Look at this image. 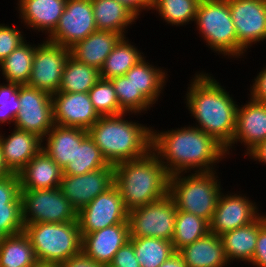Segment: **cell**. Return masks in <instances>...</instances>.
<instances>
[{"instance_id":"6da1fadb","label":"cell","mask_w":266,"mask_h":267,"mask_svg":"<svg viewBox=\"0 0 266 267\" xmlns=\"http://www.w3.org/2000/svg\"><path fill=\"white\" fill-rule=\"evenodd\" d=\"M188 123L165 131L151 126V151L170 176L218 170L217 164L227 159L226 150L219 142Z\"/></svg>"},{"instance_id":"7a4b0ae2","label":"cell","mask_w":266,"mask_h":267,"mask_svg":"<svg viewBox=\"0 0 266 267\" xmlns=\"http://www.w3.org/2000/svg\"><path fill=\"white\" fill-rule=\"evenodd\" d=\"M192 76L183 99L196 122L191 125L212 136L226 149L234 138L239 102L206 70L196 71Z\"/></svg>"},{"instance_id":"3957f363","label":"cell","mask_w":266,"mask_h":267,"mask_svg":"<svg viewBox=\"0 0 266 267\" xmlns=\"http://www.w3.org/2000/svg\"><path fill=\"white\" fill-rule=\"evenodd\" d=\"M130 115L140 116L135 113L100 116L87 130L111 165L139 159L151 150V125L132 120Z\"/></svg>"},{"instance_id":"277c9868","label":"cell","mask_w":266,"mask_h":267,"mask_svg":"<svg viewBox=\"0 0 266 267\" xmlns=\"http://www.w3.org/2000/svg\"><path fill=\"white\" fill-rule=\"evenodd\" d=\"M169 177L164 165L151 150L139 159L114 165V185L128 211L166 196Z\"/></svg>"},{"instance_id":"5b68a950","label":"cell","mask_w":266,"mask_h":267,"mask_svg":"<svg viewBox=\"0 0 266 267\" xmlns=\"http://www.w3.org/2000/svg\"><path fill=\"white\" fill-rule=\"evenodd\" d=\"M218 173V170H214L170 176L168 194L175 202L176 209L192 213L210 223L224 189Z\"/></svg>"},{"instance_id":"8992f818","label":"cell","mask_w":266,"mask_h":267,"mask_svg":"<svg viewBox=\"0 0 266 267\" xmlns=\"http://www.w3.org/2000/svg\"><path fill=\"white\" fill-rule=\"evenodd\" d=\"M193 24L213 53L238 60V39L227 0H200Z\"/></svg>"},{"instance_id":"52a82bcc","label":"cell","mask_w":266,"mask_h":267,"mask_svg":"<svg viewBox=\"0 0 266 267\" xmlns=\"http://www.w3.org/2000/svg\"><path fill=\"white\" fill-rule=\"evenodd\" d=\"M38 263L60 264L82 251L78 221L25 224Z\"/></svg>"},{"instance_id":"ba28073f","label":"cell","mask_w":266,"mask_h":267,"mask_svg":"<svg viewBox=\"0 0 266 267\" xmlns=\"http://www.w3.org/2000/svg\"><path fill=\"white\" fill-rule=\"evenodd\" d=\"M23 224L64 223L77 221V211L62 194L54 189H21Z\"/></svg>"},{"instance_id":"9c48e42d","label":"cell","mask_w":266,"mask_h":267,"mask_svg":"<svg viewBox=\"0 0 266 267\" xmlns=\"http://www.w3.org/2000/svg\"><path fill=\"white\" fill-rule=\"evenodd\" d=\"M177 209L172 197L163 198L129 211L130 237H155L172 241Z\"/></svg>"},{"instance_id":"30bf717a","label":"cell","mask_w":266,"mask_h":267,"mask_svg":"<svg viewBox=\"0 0 266 267\" xmlns=\"http://www.w3.org/2000/svg\"><path fill=\"white\" fill-rule=\"evenodd\" d=\"M227 1L238 39V60H245L253 45L266 41V0Z\"/></svg>"},{"instance_id":"8fae6325","label":"cell","mask_w":266,"mask_h":267,"mask_svg":"<svg viewBox=\"0 0 266 267\" xmlns=\"http://www.w3.org/2000/svg\"><path fill=\"white\" fill-rule=\"evenodd\" d=\"M20 110L14 128L35 133L43 139L54 126L52 95L29 87H19Z\"/></svg>"},{"instance_id":"7c38bea8","label":"cell","mask_w":266,"mask_h":267,"mask_svg":"<svg viewBox=\"0 0 266 267\" xmlns=\"http://www.w3.org/2000/svg\"><path fill=\"white\" fill-rule=\"evenodd\" d=\"M43 39L36 45L31 76L27 86L53 95L58 92L63 69L71 55V50Z\"/></svg>"},{"instance_id":"4fadbf2b","label":"cell","mask_w":266,"mask_h":267,"mask_svg":"<svg viewBox=\"0 0 266 267\" xmlns=\"http://www.w3.org/2000/svg\"><path fill=\"white\" fill-rule=\"evenodd\" d=\"M126 209L118 188L113 185L99 194L88 205L77 212V221L81 234H88L114 224L128 221Z\"/></svg>"},{"instance_id":"5bb4252c","label":"cell","mask_w":266,"mask_h":267,"mask_svg":"<svg viewBox=\"0 0 266 267\" xmlns=\"http://www.w3.org/2000/svg\"><path fill=\"white\" fill-rule=\"evenodd\" d=\"M96 31L91 0H67L57 27L46 40L71 48Z\"/></svg>"},{"instance_id":"9a60e30c","label":"cell","mask_w":266,"mask_h":267,"mask_svg":"<svg viewBox=\"0 0 266 267\" xmlns=\"http://www.w3.org/2000/svg\"><path fill=\"white\" fill-rule=\"evenodd\" d=\"M225 192H221L210 222V232L218 236L253 222L262 213L259 204L246 193Z\"/></svg>"},{"instance_id":"2e32d148","label":"cell","mask_w":266,"mask_h":267,"mask_svg":"<svg viewBox=\"0 0 266 267\" xmlns=\"http://www.w3.org/2000/svg\"><path fill=\"white\" fill-rule=\"evenodd\" d=\"M247 98L246 103L238 104L234 138L225 149L227 158H231L230 155H233V150H236L239 143L244 147L245 157L252 148L266 139V103L257 101L250 95Z\"/></svg>"},{"instance_id":"e0dca14e","label":"cell","mask_w":266,"mask_h":267,"mask_svg":"<svg viewBox=\"0 0 266 267\" xmlns=\"http://www.w3.org/2000/svg\"><path fill=\"white\" fill-rule=\"evenodd\" d=\"M113 185L114 166H106L82 175H63L59 188L78 212Z\"/></svg>"},{"instance_id":"ac0fdd59","label":"cell","mask_w":266,"mask_h":267,"mask_svg":"<svg viewBox=\"0 0 266 267\" xmlns=\"http://www.w3.org/2000/svg\"><path fill=\"white\" fill-rule=\"evenodd\" d=\"M54 124L88 130L100 115L88 93L57 92L52 95Z\"/></svg>"},{"instance_id":"d6986e66","label":"cell","mask_w":266,"mask_h":267,"mask_svg":"<svg viewBox=\"0 0 266 267\" xmlns=\"http://www.w3.org/2000/svg\"><path fill=\"white\" fill-rule=\"evenodd\" d=\"M67 0H17L18 19L28 29L47 38L57 27Z\"/></svg>"},{"instance_id":"ffe728a7","label":"cell","mask_w":266,"mask_h":267,"mask_svg":"<svg viewBox=\"0 0 266 267\" xmlns=\"http://www.w3.org/2000/svg\"><path fill=\"white\" fill-rule=\"evenodd\" d=\"M82 235V251L94 261L109 266L115 253L130 239L129 222L114 224Z\"/></svg>"},{"instance_id":"44dd1931","label":"cell","mask_w":266,"mask_h":267,"mask_svg":"<svg viewBox=\"0 0 266 267\" xmlns=\"http://www.w3.org/2000/svg\"><path fill=\"white\" fill-rule=\"evenodd\" d=\"M9 131L7 136L0 130L3 160L12 173H19L42 150V139L35 133L16 128Z\"/></svg>"},{"instance_id":"7402d4cb","label":"cell","mask_w":266,"mask_h":267,"mask_svg":"<svg viewBox=\"0 0 266 267\" xmlns=\"http://www.w3.org/2000/svg\"><path fill=\"white\" fill-rule=\"evenodd\" d=\"M21 189H54L60 186L63 170L42 149L17 173Z\"/></svg>"},{"instance_id":"603a6c76","label":"cell","mask_w":266,"mask_h":267,"mask_svg":"<svg viewBox=\"0 0 266 267\" xmlns=\"http://www.w3.org/2000/svg\"><path fill=\"white\" fill-rule=\"evenodd\" d=\"M87 134L88 131L81 128L54 124L42 139V149L63 170L67 164L73 162L77 143H81Z\"/></svg>"},{"instance_id":"cb8c5ba5","label":"cell","mask_w":266,"mask_h":267,"mask_svg":"<svg viewBox=\"0 0 266 267\" xmlns=\"http://www.w3.org/2000/svg\"><path fill=\"white\" fill-rule=\"evenodd\" d=\"M187 267H229L222 239L209 232L178 250Z\"/></svg>"},{"instance_id":"d4e9b609","label":"cell","mask_w":266,"mask_h":267,"mask_svg":"<svg viewBox=\"0 0 266 267\" xmlns=\"http://www.w3.org/2000/svg\"><path fill=\"white\" fill-rule=\"evenodd\" d=\"M122 37L121 34L115 32L97 30L71 47V56L78 62L100 70Z\"/></svg>"},{"instance_id":"484cf974","label":"cell","mask_w":266,"mask_h":267,"mask_svg":"<svg viewBox=\"0 0 266 267\" xmlns=\"http://www.w3.org/2000/svg\"><path fill=\"white\" fill-rule=\"evenodd\" d=\"M146 58L145 56L134 65L125 76L132 81L137 91H140L155 106L159 99L162 100L161 95L164 94V88L167 86L170 76L166 71L168 69L160 67L158 64L154 65Z\"/></svg>"},{"instance_id":"4316f807","label":"cell","mask_w":266,"mask_h":267,"mask_svg":"<svg viewBox=\"0 0 266 267\" xmlns=\"http://www.w3.org/2000/svg\"><path fill=\"white\" fill-rule=\"evenodd\" d=\"M259 233V216L251 223L220 235L228 262L248 265L254 256Z\"/></svg>"},{"instance_id":"83f0119b","label":"cell","mask_w":266,"mask_h":267,"mask_svg":"<svg viewBox=\"0 0 266 267\" xmlns=\"http://www.w3.org/2000/svg\"><path fill=\"white\" fill-rule=\"evenodd\" d=\"M97 30L111 31L125 37L139 18L117 0H91Z\"/></svg>"},{"instance_id":"f1b7e54d","label":"cell","mask_w":266,"mask_h":267,"mask_svg":"<svg viewBox=\"0 0 266 267\" xmlns=\"http://www.w3.org/2000/svg\"><path fill=\"white\" fill-rule=\"evenodd\" d=\"M135 45L128 37H122L100 69L101 78L110 80L123 76L142 60L145 54L142 50L140 51V47L138 49V46L136 47Z\"/></svg>"},{"instance_id":"f546056e","label":"cell","mask_w":266,"mask_h":267,"mask_svg":"<svg viewBox=\"0 0 266 267\" xmlns=\"http://www.w3.org/2000/svg\"><path fill=\"white\" fill-rule=\"evenodd\" d=\"M28 41V42H27ZM37 44L25 40L0 63L1 76L6 82L27 85L31 76Z\"/></svg>"},{"instance_id":"4dcf8cb0","label":"cell","mask_w":266,"mask_h":267,"mask_svg":"<svg viewBox=\"0 0 266 267\" xmlns=\"http://www.w3.org/2000/svg\"><path fill=\"white\" fill-rule=\"evenodd\" d=\"M100 79L99 69L78 62L70 55L63 69L58 92L88 93Z\"/></svg>"},{"instance_id":"1f68e13d","label":"cell","mask_w":266,"mask_h":267,"mask_svg":"<svg viewBox=\"0 0 266 267\" xmlns=\"http://www.w3.org/2000/svg\"><path fill=\"white\" fill-rule=\"evenodd\" d=\"M37 263L30 239L24 232L1 238L0 267H34Z\"/></svg>"},{"instance_id":"d6a6232c","label":"cell","mask_w":266,"mask_h":267,"mask_svg":"<svg viewBox=\"0 0 266 267\" xmlns=\"http://www.w3.org/2000/svg\"><path fill=\"white\" fill-rule=\"evenodd\" d=\"M106 166L114 165L106 161L99 147L87 134L81 143H77L75 159L65 166L63 175H82Z\"/></svg>"},{"instance_id":"836d02e7","label":"cell","mask_w":266,"mask_h":267,"mask_svg":"<svg viewBox=\"0 0 266 267\" xmlns=\"http://www.w3.org/2000/svg\"><path fill=\"white\" fill-rule=\"evenodd\" d=\"M200 0H154L151 13H155L168 26L185 27L195 21Z\"/></svg>"},{"instance_id":"e575fe53","label":"cell","mask_w":266,"mask_h":267,"mask_svg":"<svg viewBox=\"0 0 266 267\" xmlns=\"http://www.w3.org/2000/svg\"><path fill=\"white\" fill-rule=\"evenodd\" d=\"M141 267H159L174 252L171 241L155 237H130Z\"/></svg>"},{"instance_id":"d590c367","label":"cell","mask_w":266,"mask_h":267,"mask_svg":"<svg viewBox=\"0 0 266 267\" xmlns=\"http://www.w3.org/2000/svg\"><path fill=\"white\" fill-rule=\"evenodd\" d=\"M210 232V223L192 213L177 210L172 244L175 251L193 243Z\"/></svg>"},{"instance_id":"8d00e7d4","label":"cell","mask_w":266,"mask_h":267,"mask_svg":"<svg viewBox=\"0 0 266 267\" xmlns=\"http://www.w3.org/2000/svg\"><path fill=\"white\" fill-rule=\"evenodd\" d=\"M110 81L116 92L119 106L125 113L143 115L154 107L140 91H137L132 81L128 80L125 75L112 78Z\"/></svg>"},{"instance_id":"74e56055","label":"cell","mask_w":266,"mask_h":267,"mask_svg":"<svg viewBox=\"0 0 266 267\" xmlns=\"http://www.w3.org/2000/svg\"><path fill=\"white\" fill-rule=\"evenodd\" d=\"M88 94L94 109L100 116L125 113L119 106L116 92L110 80L101 78Z\"/></svg>"},{"instance_id":"f35d334b","label":"cell","mask_w":266,"mask_h":267,"mask_svg":"<svg viewBox=\"0 0 266 267\" xmlns=\"http://www.w3.org/2000/svg\"><path fill=\"white\" fill-rule=\"evenodd\" d=\"M19 87L17 83L0 82V127L14 125L20 110Z\"/></svg>"},{"instance_id":"ab89813d","label":"cell","mask_w":266,"mask_h":267,"mask_svg":"<svg viewBox=\"0 0 266 267\" xmlns=\"http://www.w3.org/2000/svg\"><path fill=\"white\" fill-rule=\"evenodd\" d=\"M24 232L21 204H6L0 207V235L12 236Z\"/></svg>"},{"instance_id":"60d3db41","label":"cell","mask_w":266,"mask_h":267,"mask_svg":"<svg viewBox=\"0 0 266 267\" xmlns=\"http://www.w3.org/2000/svg\"><path fill=\"white\" fill-rule=\"evenodd\" d=\"M21 27L15 28L5 23H0V63L7 58L27 37Z\"/></svg>"},{"instance_id":"b9f144b4","label":"cell","mask_w":266,"mask_h":267,"mask_svg":"<svg viewBox=\"0 0 266 267\" xmlns=\"http://www.w3.org/2000/svg\"><path fill=\"white\" fill-rule=\"evenodd\" d=\"M20 182L17 173L0 178V207L6 204H21Z\"/></svg>"},{"instance_id":"7bdbcfd3","label":"cell","mask_w":266,"mask_h":267,"mask_svg":"<svg viewBox=\"0 0 266 267\" xmlns=\"http://www.w3.org/2000/svg\"><path fill=\"white\" fill-rule=\"evenodd\" d=\"M253 267H266V213L259 215V233L256 249L252 261L248 264Z\"/></svg>"},{"instance_id":"ee69618b","label":"cell","mask_w":266,"mask_h":267,"mask_svg":"<svg viewBox=\"0 0 266 267\" xmlns=\"http://www.w3.org/2000/svg\"><path fill=\"white\" fill-rule=\"evenodd\" d=\"M108 267H141L137 261L131 239L115 253Z\"/></svg>"},{"instance_id":"f6af8a7d","label":"cell","mask_w":266,"mask_h":267,"mask_svg":"<svg viewBox=\"0 0 266 267\" xmlns=\"http://www.w3.org/2000/svg\"><path fill=\"white\" fill-rule=\"evenodd\" d=\"M260 72L257 71V75L251 81L250 88L248 89L253 99L266 103V65L260 68ZM259 72V73H258Z\"/></svg>"},{"instance_id":"bcb514c9","label":"cell","mask_w":266,"mask_h":267,"mask_svg":"<svg viewBox=\"0 0 266 267\" xmlns=\"http://www.w3.org/2000/svg\"><path fill=\"white\" fill-rule=\"evenodd\" d=\"M59 265L60 267H108L94 261L83 251L70 257L68 260L63 261Z\"/></svg>"},{"instance_id":"7dc6e473","label":"cell","mask_w":266,"mask_h":267,"mask_svg":"<svg viewBox=\"0 0 266 267\" xmlns=\"http://www.w3.org/2000/svg\"><path fill=\"white\" fill-rule=\"evenodd\" d=\"M130 11H132L138 18H141L142 13H148L147 11L152 10L154 0H117ZM146 11V12H144Z\"/></svg>"},{"instance_id":"c3c4849f","label":"cell","mask_w":266,"mask_h":267,"mask_svg":"<svg viewBox=\"0 0 266 267\" xmlns=\"http://www.w3.org/2000/svg\"><path fill=\"white\" fill-rule=\"evenodd\" d=\"M248 159L251 161H256L259 164L266 165V139L259 144H257L254 148H252L246 155Z\"/></svg>"},{"instance_id":"681fc988","label":"cell","mask_w":266,"mask_h":267,"mask_svg":"<svg viewBox=\"0 0 266 267\" xmlns=\"http://www.w3.org/2000/svg\"><path fill=\"white\" fill-rule=\"evenodd\" d=\"M159 267H187V265L178 251H175Z\"/></svg>"},{"instance_id":"f907efd6","label":"cell","mask_w":266,"mask_h":267,"mask_svg":"<svg viewBox=\"0 0 266 267\" xmlns=\"http://www.w3.org/2000/svg\"><path fill=\"white\" fill-rule=\"evenodd\" d=\"M12 172L8 169V167L5 165L2 155V148L0 145V178L11 175Z\"/></svg>"},{"instance_id":"816d5d0a","label":"cell","mask_w":266,"mask_h":267,"mask_svg":"<svg viewBox=\"0 0 266 267\" xmlns=\"http://www.w3.org/2000/svg\"><path fill=\"white\" fill-rule=\"evenodd\" d=\"M34 267H60V265L50 263H37Z\"/></svg>"}]
</instances>
